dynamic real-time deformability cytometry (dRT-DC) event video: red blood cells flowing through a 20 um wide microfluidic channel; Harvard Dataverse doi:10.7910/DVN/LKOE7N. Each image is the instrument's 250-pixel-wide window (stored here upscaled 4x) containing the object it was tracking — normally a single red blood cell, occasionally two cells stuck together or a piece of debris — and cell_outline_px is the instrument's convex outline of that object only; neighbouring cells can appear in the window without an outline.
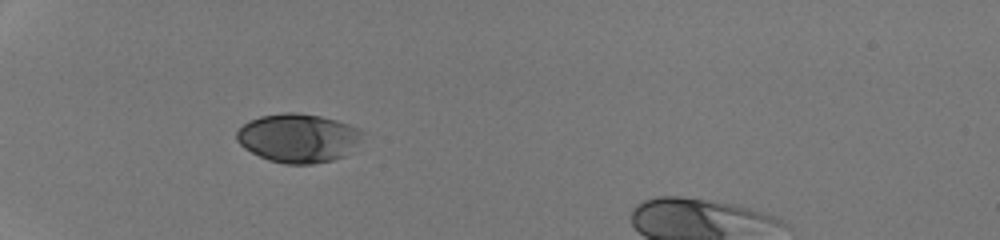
{"species": "human", "species_latin": "Homo sapiens", "temperature_condition": "room temperature", "stored_images_in_passage": 33, "camera_frame_rate_fps": 3000, "um_per_image_px": 0.085, "donor": {"sex": "male"}, "frame": {"image": 1, "passage_image": 1, "time_ms": 0.0, "image_size_px": [1000, 240], "cell_outline_px": [[364, 132], [360, 140], [344, 156], [332, 160], [312, 164], [284, 164], [268, 160], [244, 148], [236, 140], [236, 132], [248, 120], [260, 116], [284, 112], [296, 112], [320, 116], [336, 120], [360, 128]], "centroid_in_image_um": [25.33, 11.72], "position_along_channel_um": 59.7, "area_um2": 35.78}}
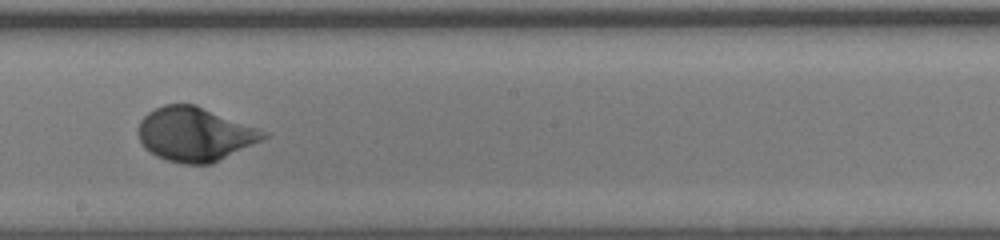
{"frame": {"image": 2, "passage_image": 15, "time_ms": 4.667, "image_size_px": [1000, 240], "cell_outline_px": [[272, 132], [268, 136], [212, 164], [184, 164], [168, 160], [156, 156], [144, 148], [140, 140], [140, 120], [148, 112], [164, 104], [196, 104]], "centroid_in_image_um": [16.61, 11.39], "position_along_channel_um": 231.6, "area_um2": 39.48}}
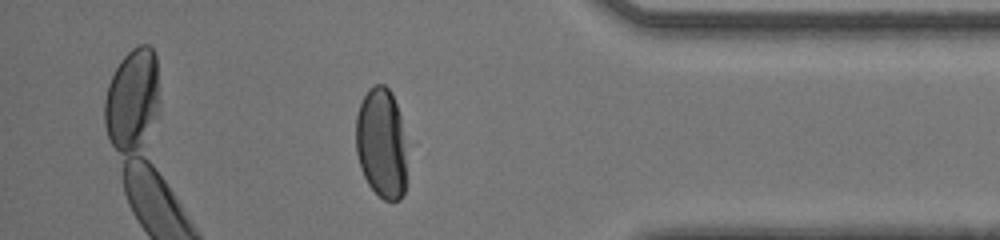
{"frame": {"image": 3, "passage_image": 28, "time_ms": 9.0, "image_size_px": [1000, 240], "cell_outline_px": [[408, 180], [404, 192], [400, 200], [384, 200], [368, 184], [360, 168], [356, 152], [356, 116], [360, 104], [368, 88], [376, 84], [384, 84], [392, 92], [400, 116]], "centroid_in_image_um": [32.42, 12.19], "position_along_channel_um": 402.8, "area_um2": 32.95}, "authors_computed_cell_mechanics": {"area_um2": 37.7434, "velocity_mm_per_s": 4.2642, "shape_relaxation_time_tau1_ms": 2.5777, "shape_relaxation_time_tau2_ms": null, "deformation_change_tau1": 0.1521, "deformation_change_tau2": null}}